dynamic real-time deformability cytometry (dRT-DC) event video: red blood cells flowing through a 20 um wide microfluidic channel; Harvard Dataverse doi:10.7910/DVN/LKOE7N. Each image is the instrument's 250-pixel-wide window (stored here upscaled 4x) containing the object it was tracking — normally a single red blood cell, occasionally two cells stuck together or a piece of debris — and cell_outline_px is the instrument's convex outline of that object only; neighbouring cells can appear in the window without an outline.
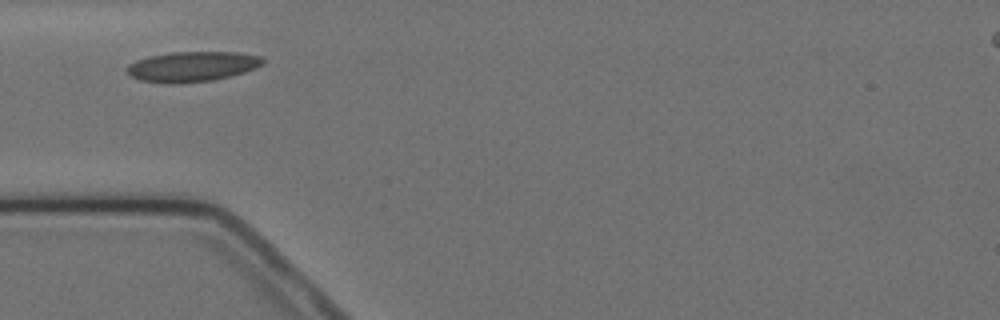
{"species": "Egyptian fruit bat (a non-hibernating species)", "species_latin": "Rousettus aegyptiacus", "temperature_condition": "cold", "stored_images_in_passage": 7, "camera_frame_rate_fps": 3000, "um_per_image_px": 0.085, "animal": {"sex": "female"}, "frame": {"image": 1, "passage_image": 1, "time_ms": 0.0, "image_size_px": [1000, 320], "cell_outline_px": [[264, 64], [256, 68], [244, 72], [212, 80], [180, 84], [168, 84], [140, 80], [132, 76], [128, 72], [128, 64], [136, 60], [148, 56], [172, 52], [240, 52], [260, 56], [264, 60]], "centroid_in_image_um": [16.34, 5.65], "position_along_channel_um": 68.7, "area_um2": 23.93}}
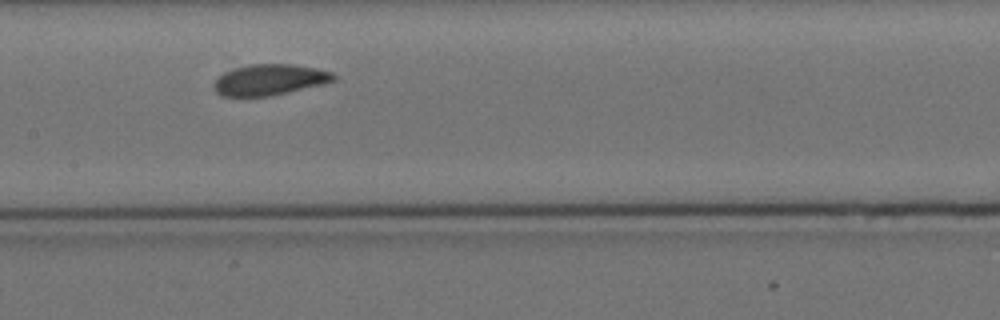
{"frame": {"image": 2, "passage_image": 4, "time_ms": 3.333, "image_size_px": [1000, 320], "cell_outline_px": [[336, 80], [324, 84], [288, 92], [268, 96], [220, 96], [216, 92], [212, 84], [224, 72], [248, 64], [292, 64], [316, 68], [332, 72], [336, 76]], "centroid_in_image_um": [22.93, 6.78], "position_along_channel_um": 184.5, "area_um2": 21.56}}
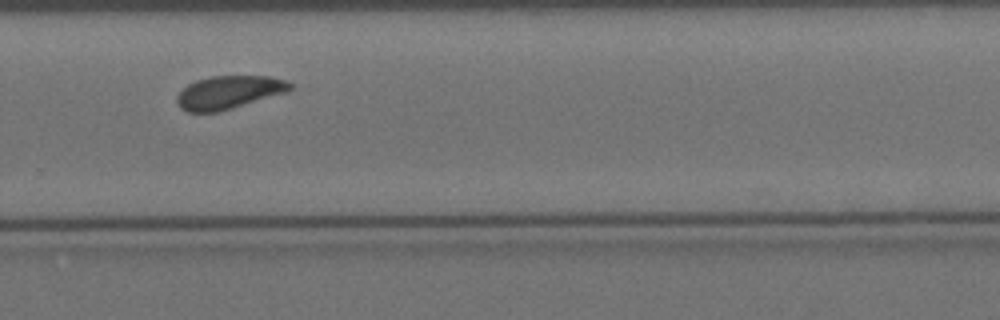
{"frame": {"image": 3, "passage_image": 7, "time_ms": 7.0, "image_size_px": [1000, 320], "cell_outline_px": [[292, 88], [288, 92], [216, 112], [188, 112], [180, 108], [176, 100], [176, 96], [188, 84], [196, 80], [212, 76], [268, 76], [284, 80], [292, 84]], "centroid_in_image_um": [19.44, 7.84], "position_along_channel_um": 310.4, "area_um2": 21.62}}